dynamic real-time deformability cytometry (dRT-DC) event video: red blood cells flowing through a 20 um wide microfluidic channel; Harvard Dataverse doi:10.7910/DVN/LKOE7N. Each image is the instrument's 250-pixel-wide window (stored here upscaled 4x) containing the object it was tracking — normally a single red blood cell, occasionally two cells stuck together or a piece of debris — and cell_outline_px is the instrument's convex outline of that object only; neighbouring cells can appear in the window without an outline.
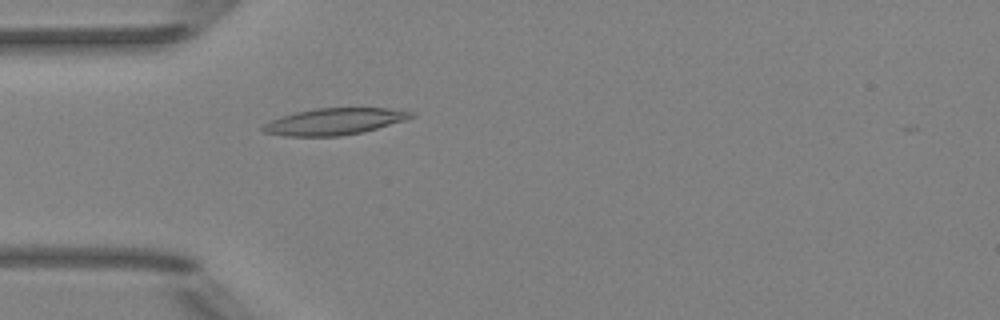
{"species": "Egyptian fruit bat (a non-hibernating species)", "species_latin": "Rousettus aegyptiacus", "temperature_condition": "room temperature", "stored_images_in_passage": 5, "camera_frame_rate_fps": 3000, "um_per_image_px": 0.085, "animal": {"sex": "female"}, "frame": {"image": 1, "passage_image": 5, "time_ms": 4.333, "image_size_px": [1000, 320], "cell_outline_px": [[416, 116], [404, 120], [376, 128], [360, 132], [340, 136], [284, 136], [264, 132], [260, 128], [264, 124], [272, 120], [296, 112], [316, 108], [388, 108], [416, 112]], "centroid_in_image_um": [28.43, 10.32], "position_along_channel_um": 56.6, "area_um2": 22.72}}